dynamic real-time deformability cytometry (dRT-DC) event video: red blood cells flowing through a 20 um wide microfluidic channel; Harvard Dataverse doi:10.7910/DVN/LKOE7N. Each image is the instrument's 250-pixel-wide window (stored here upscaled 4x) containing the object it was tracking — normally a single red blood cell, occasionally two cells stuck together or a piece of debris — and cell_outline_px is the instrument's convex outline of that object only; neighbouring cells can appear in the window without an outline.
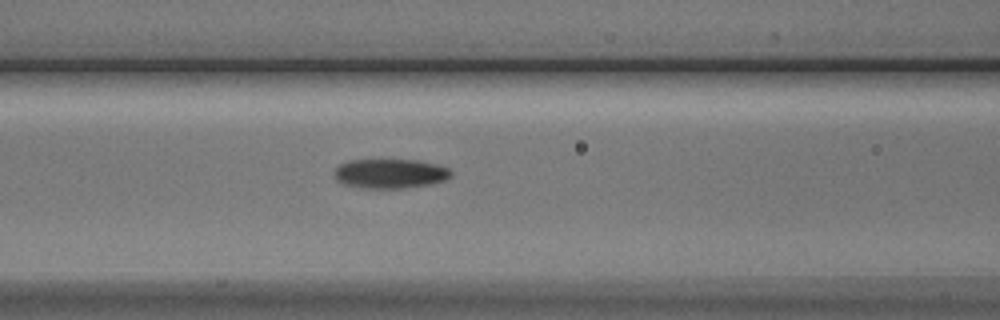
{"species": "Egyptian fruit bat (a non-hibernating species)", "species_latin": "Rousettus aegyptiacus", "temperature_condition": "cold", "stored_images_in_passage": 5, "camera_frame_rate_fps": 3000, "um_per_image_px": 0.085, "animal": {"sex": "male"}, "frame": {"image": 1, "passage_image": 5, "time_ms": 5.0, "image_size_px": [1000, 320], "cell_outline_px": [[452, 176], [444, 180], [432, 184], [404, 188], [360, 188], [344, 184], [336, 180], [332, 176], [332, 172], [340, 164], [348, 160], [416, 160], [436, 164], [448, 168], [452, 172]], "centroid_in_image_um": [33.13, 14.76], "position_along_channel_um": 133.5, "area_um2": 20.23}}